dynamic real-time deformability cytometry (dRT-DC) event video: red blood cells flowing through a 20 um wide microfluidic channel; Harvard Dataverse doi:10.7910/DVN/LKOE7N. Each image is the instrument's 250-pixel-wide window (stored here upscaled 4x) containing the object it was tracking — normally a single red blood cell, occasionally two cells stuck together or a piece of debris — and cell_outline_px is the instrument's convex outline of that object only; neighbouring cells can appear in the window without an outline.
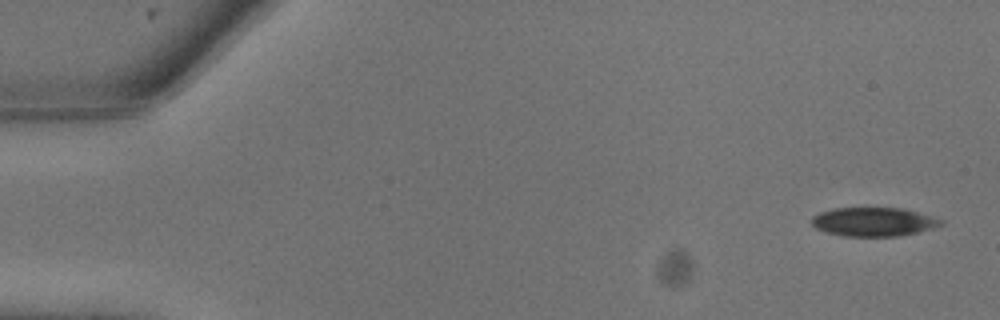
{"species": "common noctule bat (a hibernating species)", "species_latin": "Nyctalus noctula", "temperature_condition": "warm", "stored_images_in_passage": 5, "camera_frame_rate_fps": 3000, "um_per_image_px": 0.085, "animal": {"sex": "male", "body_mass_g": 13.3}, "frame": {"image": 1, "passage_image": 1, "time_ms": 0.0, "image_size_px": [1000, 320], "cell_outline_px": [[944, 224], [932, 228], [900, 236], [840, 236], [816, 228], [812, 224], [812, 216], [820, 212], [832, 208], [904, 208], [944, 220]], "centroid_in_image_um": [74.25, 18.85], "position_along_channel_um": 10.7, "area_um2": 21.68}}